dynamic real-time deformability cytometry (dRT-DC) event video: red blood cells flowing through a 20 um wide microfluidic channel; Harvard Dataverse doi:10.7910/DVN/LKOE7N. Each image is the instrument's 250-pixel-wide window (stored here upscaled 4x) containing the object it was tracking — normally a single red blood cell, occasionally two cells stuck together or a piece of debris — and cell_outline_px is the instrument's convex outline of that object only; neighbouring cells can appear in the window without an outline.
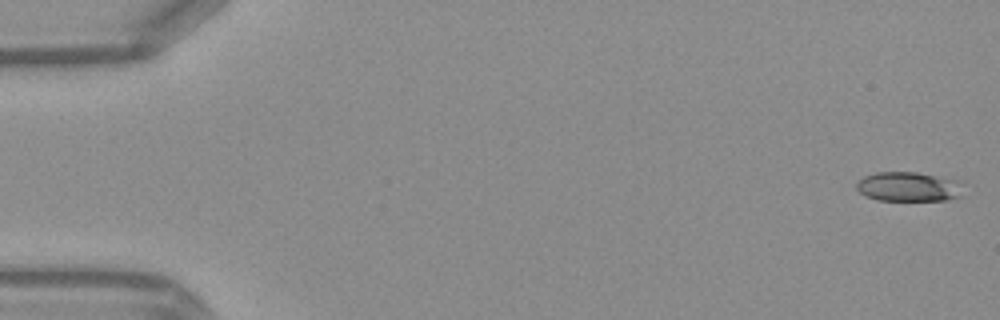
{"species": "Egyptian fruit bat (a non-hibernating species)", "species_latin": "Rousettus aegyptiacus", "temperature_condition": "warm", "stored_images_in_passage": 3, "camera_frame_rate_fps": 3000, "um_per_image_px": 0.085, "frame": {"image": 1, "passage_image": 1, "time_ms": 0.0, "image_size_px": [1000, 320], "cell_outline_px": [[964, 196], [944, 200], [876, 200], [860, 192], [856, 188], [856, 180], [864, 176], [876, 172], [916, 172], [960, 180]], "centroid_in_image_um": [77.25, 15.86], "position_along_channel_um": 7.8, "area_um2": 18.55}}